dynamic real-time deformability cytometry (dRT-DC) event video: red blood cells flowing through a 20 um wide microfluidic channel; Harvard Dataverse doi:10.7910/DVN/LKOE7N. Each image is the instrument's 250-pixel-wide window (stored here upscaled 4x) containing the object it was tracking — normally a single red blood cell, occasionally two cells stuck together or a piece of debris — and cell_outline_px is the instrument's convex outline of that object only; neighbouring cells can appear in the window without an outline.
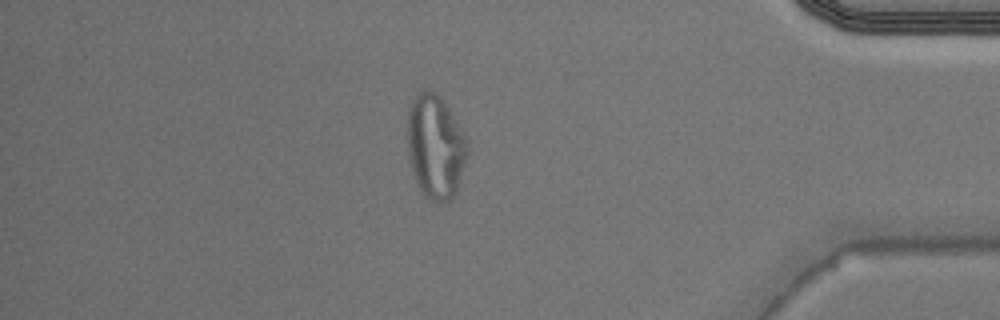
{"species": "Egyptian fruit bat (a non-hibernating species)", "species_latin": "Rousettus aegyptiacus", "temperature_condition": "warm", "stored_images_in_passage": 41, "camera_frame_rate_fps": 3000, "um_per_image_px": 0.085, "animal": {"sex": "male"}, "frame": {"image": 1, "passage_image": 35, "time_ms": 11.333, "image_size_px": [1000, 320], "cell_outline_px": [[468, 156], [456, 192], [448, 200], [432, 200], [424, 196], [416, 180], [408, 156], [408, 104], [416, 92], [424, 88], [428, 88], [436, 92], [444, 100], [464, 136], [468, 144]], "centroid_in_image_um": [36.99, 12.39], "position_along_channel_um": 398.2, "area_um2": 36.3}}